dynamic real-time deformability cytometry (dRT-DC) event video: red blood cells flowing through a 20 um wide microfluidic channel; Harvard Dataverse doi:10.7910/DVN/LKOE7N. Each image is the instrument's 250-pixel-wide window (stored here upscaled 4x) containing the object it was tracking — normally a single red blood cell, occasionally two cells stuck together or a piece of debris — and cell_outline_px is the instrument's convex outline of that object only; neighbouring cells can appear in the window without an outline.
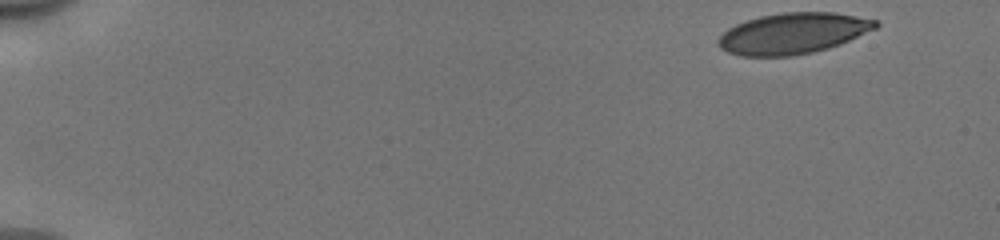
{"species": "human", "species_latin": "Homo sapiens", "temperature_condition": "cold", "stored_images_in_passage": 49, "camera_frame_rate_fps": 3000, "um_per_image_px": 0.085, "donor": {"sex": "male"}, "frame": {"image": 1, "passage_image": 1, "time_ms": 0.0, "image_size_px": [1000, 240], "cell_outline_px": [[880, 24], [876, 28], [840, 44], [828, 48], [812, 52], [792, 56], [740, 56], [728, 52], [720, 48], [716, 40], [728, 28], [736, 24], [760, 16], [784, 12], [832, 12], [880, 20]], "centroid_in_image_um": [67.4, 2.84], "position_along_channel_um": 17.6, "area_um2": 37.51}}
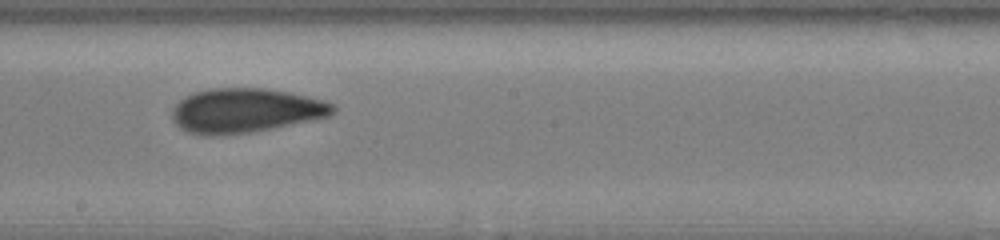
{"frame": {"image": 2, "passage_image": 28, "time_ms": 9.0, "image_size_px": [1000, 240], "cell_outline_px": [[336, 112], [328, 116], [312, 120], [248, 132], [212, 136], [204, 136], [188, 132], [180, 128], [172, 120], [172, 108], [184, 96], [192, 92], [212, 88], [264, 88], [288, 92], [308, 96], [324, 100], [332, 104], [336, 108]], "centroid_in_image_um": [20.82, 9.38], "position_along_channel_um": 227.4, "area_um2": 41.56}}
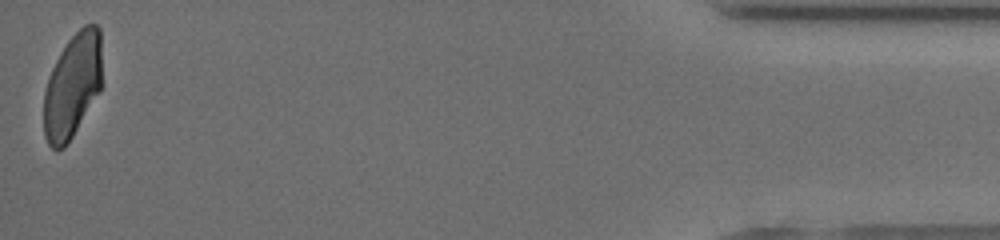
{"frame": {"image": 3, "passage_image": 49, "time_ms": 16.0, "image_size_px": [1000, 240], "cell_outline_px": [[100, 92], [72, 136], [64, 148], [52, 148], [48, 144], [44, 136], [44, 92], [48, 76], [60, 52], [68, 40], [84, 24], [96, 24], [100, 28]], "centroid_in_image_um": [6.14, 7.28], "position_along_channel_um": 429.1, "area_um2": 35.2}, "authors_computed_cell_mechanics": {"area_um2": 39.4196, "velocity_mm_per_s": 3.9668, "shape_relaxation_time_tau1_ms": 4.3965, "shape_relaxation_time_tau2_ms": 2.3948, "deformation_change_tau1": 0.1388, "deformation_change_tau2": 0.0979}}